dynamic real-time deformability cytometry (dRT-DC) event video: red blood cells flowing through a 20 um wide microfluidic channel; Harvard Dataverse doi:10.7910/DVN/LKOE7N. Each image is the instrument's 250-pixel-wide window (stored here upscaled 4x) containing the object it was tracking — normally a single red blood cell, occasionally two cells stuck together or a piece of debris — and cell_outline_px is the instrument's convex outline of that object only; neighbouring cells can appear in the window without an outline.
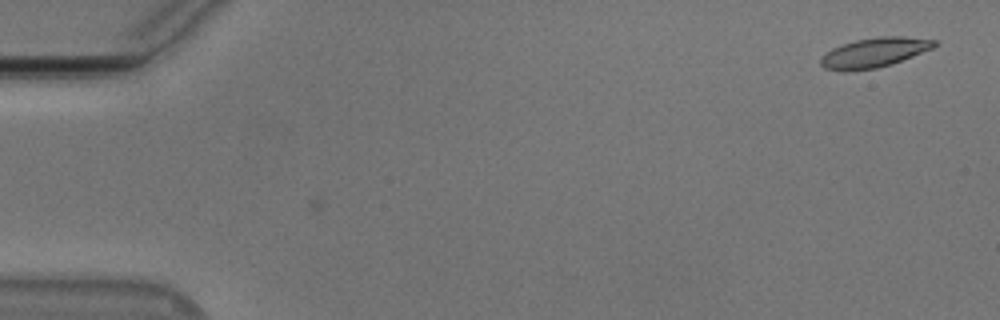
{"species": "Egyptian fruit bat (a non-hibernating species)", "species_latin": "Rousettus aegyptiacus", "temperature_condition": "cold", "stored_images_in_passage": 6, "camera_frame_rate_fps": 3000, "um_per_image_px": 0.085, "animal": {"sex": "male"}, "frame": {"image": 1, "passage_image": 6, "time_ms": 1.667, "image_size_px": [1000, 320], "cell_outline_px": [[940, 44], [932, 48], [892, 64], [876, 68], [844, 72], [824, 68], [820, 64], [820, 60], [832, 48], [856, 40], [880, 36], [904, 36], [936, 40]], "centroid_in_image_um": [74.33, 4.47], "position_along_channel_um": 10.7, "area_um2": 19.54}}